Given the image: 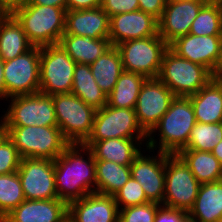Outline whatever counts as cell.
Returning <instances> with one entry per match:
<instances>
[{
	"label": "cell",
	"instance_id": "obj_1",
	"mask_svg": "<svg viewBox=\"0 0 222 222\" xmlns=\"http://www.w3.org/2000/svg\"><path fill=\"white\" fill-rule=\"evenodd\" d=\"M54 175L58 199L67 205L95 193L96 165L91 149L84 144H69L54 160Z\"/></svg>",
	"mask_w": 222,
	"mask_h": 222
},
{
	"label": "cell",
	"instance_id": "obj_2",
	"mask_svg": "<svg viewBox=\"0 0 222 222\" xmlns=\"http://www.w3.org/2000/svg\"><path fill=\"white\" fill-rule=\"evenodd\" d=\"M196 122L190 98L175 97L170 108L148 134V141L143 143L146 144V149L151 152L159 146L158 151L177 155L187 146L191 130ZM157 130L160 133L158 135L159 145L157 139L154 138Z\"/></svg>",
	"mask_w": 222,
	"mask_h": 222
},
{
	"label": "cell",
	"instance_id": "obj_3",
	"mask_svg": "<svg viewBox=\"0 0 222 222\" xmlns=\"http://www.w3.org/2000/svg\"><path fill=\"white\" fill-rule=\"evenodd\" d=\"M66 11L53 6L26 4L12 14L21 23L30 43L44 47L59 43L65 32Z\"/></svg>",
	"mask_w": 222,
	"mask_h": 222
},
{
	"label": "cell",
	"instance_id": "obj_4",
	"mask_svg": "<svg viewBox=\"0 0 222 222\" xmlns=\"http://www.w3.org/2000/svg\"><path fill=\"white\" fill-rule=\"evenodd\" d=\"M8 138L22 158L55 160L70 144L58 126H7Z\"/></svg>",
	"mask_w": 222,
	"mask_h": 222
},
{
	"label": "cell",
	"instance_id": "obj_5",
	"mask_svg": "<svg viewBox=\"0 0 222 222\" xmlns=\"http://www.w3.org/2000/svg\"><path fill=\"white\" fill-rule=\"evenodd\" d=\"M158 78L176 97H189L206 86L213 76L206 67L184 59L168 48Z\"/></svg>",
	"mask_w": 222,
	"mask_h": 222
},
{
	"label": "cell",
	"instance_id": "obj_6",
	"mask_svg": "<svg viewBox=\"0 0 222 222\" xmlns=\"http://www.w3.org/2000/svg\"><path fill=\"white\" fill-rule=\"evenodd\" d=\"M58 127L70 144H83L91 135L96 109L73 93L52 95Z\"/></svg>",
	"mask_w": 222,
	"mask_h": 222
},
{
	"label": "cell",
	"instance_id": "obj_7",
	"mask_svg": "<svg viewBox=\"0 0 222 222\" xmlns=\"http://www.w3.org/2000/svg\"><path fill=\"white\" fill-rule=\"evenodd\" d=\"M115 47L121 55L125 71L138 73L146 78H158L162 59L169 45L158 34L122 42Z\"/></svg>",
	"mask_w": 222,
	"mask_h": 222
},
{
	"label": "cell",
	"instance_id": "obj_8",
	"mask_svg": "<svg viewBox=\"0 0 222 222\" xmlns=\"http://www.w3.org/2000/svg\"><path fill=\"white\" fill-rule=\"evenodd\" d=\"M76 62L59 45L40 47V89L45 95L71 93Z\"/></svg>",
	"mask_w": 222,
	"mask_h": 222
},
{
	"label": "cell",
	"instance_id": "obj_9",
	"mask_svg": "<svg viewBox=\"0 0 222 222\" xmlns=\"http://www.w3.org/2000/svg\"><path fill=\"white\" fill-rule=\"evenodd\" d=\"M200 185L178 155L165 153V193L162 205L189 212Z\"/></svg>",
	"mask_w": 222,
	"mask_h": 222
},
{
	"label": "cell",
	"instance_id": "obj_10",
	"mask_svg": "<svg viewBox=\"0 0 222 222\" xmlns=\"http://www.w3.org/2000/svg\"><path fill=\"white\" fill-rule=\"evenodd\" d=\"M6 126H58L52 96L43 93L10 97Z\"/></svg>",
	"mask_w": 222,
	"mask_h": 222
},
{
	"label": "cell",
	"instance_id": "obj_11",
	"mask_svg": "<svg viewBox=\"0 0 222 222\" xmlns=\"http://www.w3.org/2000/svg\"><path fill=\"white\" fill-rule=\"evenodd\" d=\"M6 99L35 94L40 89V47L33 46L18 57L4 61Z\"/></svg>",
	"mask_w": 222,
	"mask_h": 222
},
{
	"label": "cell",
	"instance_id": "obj_12",
	"mask_svg": "<svg viewBox=\"0 0 222 222\" xmlns=\"http://www.w3.org/2000/svg\"><path fill=\"white\" fill-rule=\"evenodd\" d=\"M110 138H148L138 124L135 109L115 108L106 104L96 111L92 132L86 141Z\"/></svg>",
	"mask_w": 222,
	"mask_h": 222
},
{
	"label": "cell",
	"instance_id": "obj_13",
	"mask_svg": "<svg viewBox=\"0 0 222 222\" xmlns=\"http://www.w3.org/2000/svg\"><path fill=\"white\" fill-rule=\"evenodd\" d=\"M175 97L159 78L145 80L137 98L135 113L139 126L147 135L170 108Z\"/></svg>",
	"mask_w": 222,
	"mask_h": 222
},
{
	"label": "cell",
	"instance_id": "obj_14",
	"mask_svg": "<svg viewBox=\"0 0 222 222\" xmlns=\"http://www.w3.org/2000/svg\"><path fill=\"white\" fill-rule=\"evenodd\" d=\"M17 172L25 199L51 200L58 198L55 185L54 160L22 158Z\"/></svg>",
	"mask_w": 222,
	"mask_h": 222
},
{
	"label": "cell",
	"instance_id": "obj_15",
	"mask_svg": "<svg viewBox=\"0 0 222 222\" xmlns=\"http://www.w3.org/2000/svg\"><path fill=\"white\" fill-rule=\"evenodd\" d=\"M204 5L196 0H168L158 20V34L168 45L189 34L191 24Z\"/></svg>",
	"mask_w": 222,
	"mask_h": 222
},
{
	"label": "cell",
	"instance_id": "obj_16",
	"mask_svg": "<svg viewBox=\"0 0 222 222\" xmlns=\"http://www.w3.org/2000/svg\"><path fill=\"white\" fill-rule=\"evenodd\" d=\"M158 157V158H157ZM131 177L138 181L150 202L163 204L165 193V153L157 156L141 152L130 165Z\"/></svg>",
	"mask_w": 222,
	"mask_h": 222
},
{
	"label": "cell",
	"instance_id": "obj_17",
	"mask_svg": "<svg viewBox=\"0 0 222 222\" xmlns=\"http://www.w3.org/2000/svg\"><path fill=\"white\" fill-rule=\"evenodd\" d=\"M155 35H158V20L141 10L110 17L109 40L112 46Z\"/></svg>",
	"mask_w": 222,
	"mask_h": 222
},
{
	"label": "cell",
	"instance_id": "obj_18",
	"mask_svg": "<svg viewBox=\"0 0 222 222\" xmlns=\"http://www.w3.org/2000/svg\"><path fill=\"white\" fill-rule=\"evenodd\" d=\"M222 35L198 36L187 34L169 44V48L191 62L206 67L211 73L219 56Z\"/></svg>",
	"mask_w": 222,
	"mask_h": 222
},
{
	"label": "cell",
	"instance_id": "obj_19",
	"mask_svg": "<svg viewBox=\"0 0 222 222\" xmlns=\"http://www.w3.org/2000/svg\"><path fill=\"white\" fill-rule=\"evenodd\" d=\"M119 209L113 196L87 194L68 204L67 222H118Z\"/></svg>",
	"mask_w": 222,
	"mask_h": 222
},
{
	"label": "cell",
	"instance_id": "obj_20",
	"mask_svg": "<svg viewBox=\"0 0 222 222\" xmlns=\"http://www.w3.org/2000/svg\"><path fill=\"white\" fill-rule=\"evenodd\" d=\"M67 217L68 205L58 198L25 199L0 222H67Z\"/></svg>",
	"mask_w": 222,
	"mask_h": 222
},
{
	"label": "cell",
	"instance_id": "obj_21",
	"mask_svg": "<svg viewBox=\"0 0 222 222\" xmlns=\"http://www.w3.org/2000/svg\"><path fill=\"white\" fill-rule=\"evenodd\" d=\"M108 14L102 7L86 10H67L64 34L109 38Z\"/></svg>",
	"mask_w": 222,
	"mask_h": 222
},
{
	"label": "cell",
	"instance_id": "obj_22",
	"mask_svg": "<svg viewBox=\"0 0 222 222\" xmlns=\"http://www.w3.org/2000/svg\"><path fill=\"white\" fill-rule=\"evenodd\" d=\"M148 138H110L102 141H85L95 160L112 161L119 165L130 166L141 153V141Z\"/></svg>",
	"mask_w": 222,
	"mask_h": 222
},
{
	"label": "cell",
	"instance_id": "obj_23",
	"mask_svg": "<svg viewBox=\"0 0 222 222\" xmlns=\"http://www.w3.org/2000/svg\"><path fill=\"white\" fill-rule=\"evenodd\" d=\"M188 213L190 222H221L222 180L201 184Z\"/></svg>",
	"mask_w": 222,
	"mask_h": 222
},
{
	"label": "cell",
	"instance_id": "obj_24",
	"mask_svg": "<svg viewBox=\"0 0 222 222\" xmlns=\"http://www.w3.org/2000/svg\"><path fill=\"white\" fill-rule=\"evenodd\" d=\"M189 98L197 122H222V79H212Z\"/></svg>",
	"mask_w": 222,
	"mask_h": 222
},
{
	"label": "cell",
	"instance_id": "obj_25",
	"mask_svg": "<svg viewBox=\"0 0 222 222\" xmlns=\"http://www.w3.org/2000/svg\"><path fill=\"white\" fill-rule=\"evenodd\" d=\"M58 44L76 63L86 65H91L112 46L109 38L72 34H63Z\"/></svg>",
	"mask_w": 222,
	"mask_h": 222
},
{
	"label": "cell",
	"instance_id": "obj_26",
	"mask_svg": "<svg viewBox=\"0 0 222 222\" xmlns=\"http://www.w3.org/2000/svg\"><path fill=\"white\" fill-rule=\"evenodd\" d=\"M32 47L16 17L12 13L0 14V57L8 61Z\"/></svg>",
	"mask_w": 222,
	"mask_h": 222
},
{
	"label": "cell",
	"instance_id": "obj_27",
	"mask_svg": "<svg viewBox=\"0 0 222 222\" xmlns=\"http://www.w3.org/2000/svg\"><path fill=\"white\" fill-rule=\"evenodd\" d=\"M177 155L200 184L222 180V164L212 152L181 150Z\"/></svg>",
	"mask_w": 222,
	"mask_h": 222
},
{
	"label": "cell",
	"instance_id": "obj_28",
	"mask_svg": "<svg viewBox=\"0 0 222 222\" xmlns=\"http://www.w3.org/2000/svg\"><path fill=\"white\" fill-rule=\"evenodd\" d=\"M71 93L96 110L107 104V95L96 83L90 65L76 64Z\"/></svg>",
	"mask_w": 222,
	"mask_h": 222
},
{
	"label": "cell",
	"instance_id": "obj_29",
	"mask_svg": "<svg viewBox=\"0 0 222 222\" xmlns=\"http://www.w3.org/2000/svg\"><path fill=\"white\" fill-rule=\"evenodd\" d=\"M90 69L98 86L108 95L124 71L118 49L115 46H111L90 65Z\"/></svg>",
	"mask_w": 222,
	"mask_h": 222
},
{
	"label": "cell",
	"instance_id": "obj_30",
	"mask_svg": "<svg viewBox=\"0 0 222 222\" xmlns=\"http://www.w3.org/2000/svg\"><path fill=\"white\" fill-rule=\"evenodd\" d=\"M146 79L141 74L124 70L113 90L107 95V105L115 108L135 109L138 95Z\"/></svg>",
	"mask_w": 222,
	"mask_h": 222
},
{
	"label": "cell",
	"instance_id": "obj_31",
	"mask_svg": "<svg viewBox=\"0 0 222 222\" xmlns=\"http://www.w3.org/2000/svg\"><path fill=\"white\" fill-rule=\"evenodd\" d=\"M95 165V193L113 196L131 177L130 166L104 160H95Z\"/></svg>",
	"mask_w": 222,
	"mask_h": 222
},
{
	"label": "cell",
	"instance_id": "obj_32",
	"mask_svg": "<svg viewBox=\"0 0 222 222\" xmlns=\"http://www.w3.org/2000/svg\"><path fill=\"white\" fill-rule=\"evenodd\" d=\"M222 140V122H196L191 130L187 146L182 150H196L211 152L216 144Z\"/></svg>",
	"mask_w": 222,
	"mask_h": 222
},
{
	"label": "cell",
	"instance_id": "obj_33",
	"mask_svg": "<svg viewBox=\"0 0 222 222\" xmlns=\"http://www.w3.org/2000/svg\"><path fill=\"white\" fill-rule=\"evenodd\" d=\"M189 33L198 36L222 35L221 3L205 4L191 24Z\"/></svg>",
	"mask_w": 222,
	"mask_h": 222
},
{
	"label": "cell",
	"instance_id": "obj_34",
	"mask_svg": "<svg viewBox=\"0 0 222 222\" xmlns=\"http://www.w3.org/2000/svg\"><path fill=\"white\" fill-rule=\"evenodd\" d=\"M25 200L18 172L0 175V221Z\"/></svg>",
	"mask_w": 222,
	"mask_h": 222
},
{
	"label": "cell",
	"instance_id": "obj_35",
	"mask_svg": "<svg viewBox=\"0 0 222 222\" xmlns=\"http://www.w3.org/2000/svg\"><path fill=\"white\" fill-rule=\"evenodd\" d=\"M113 197L116 201L118 209L142 205L150 202L146 198L142 185L132 177L129 178L127 183L120 190H118Z\"/></svg>",
	"mask_w": 222,
	"mask_h": 222
},
{
	"label": "cell",
	"instance_id": "obj_36",
	"mask_svg": "<svg viewBox=\"0 0 222 222\" xmlns=\"http://www.w3.org/2000/svg\"><path fill=\"white\" fill-rule=\"evenodd\" d=\"M160 205L156 202H148L119 209L118 222H154Z\"/></svg>",
	"mask_w": 222,
	"mask_h": 222
},
{
	"label": "cell",
	"instance_id": "obj_37",
	"mask_svg": "<svg viewBox=\"0 0 222 222\" xmlns=\"http://www.w3.org/2000/svg\"><path fill=\"white\" fill-rule=\"evenodd\" d=\"M22 157L13 142L7 137L0 144V175L16 172Z\"/></svg>",
	"mask_w": 222,
	"mask_h": 222
},
{
	"label": "cell",
	"instance_id": "obj_38",
	"mask_svg": "<svg viewBox=\"0 0 222 222\" xmlns=\"http://www.w3.org/2000/svg\"><path fill=\"white\" fill-rule=\"evenodd\" d=\"M102 9L109 18L116 14L134 12L139 10L138 0H102Z\"/></svg>",
	"mask_w": 222,
	"mask_h": 222
},
{
	"label": "cell",
	"instance_id": "obj_39",
	"mask_svg": "<svg viewBox=\"0 0 222 222\" xmlns=\"http://www.w3.org/2000/svg\"><path fill=\"white\" fill-rule=\"evenodd\" d=\"M154 222H190L188 211L160 205Z\"/></svg>",
	"mask_w": 222,
	"mask_h": 222
},
{
	"label": "cell",
	"instance_id": "obj_40",
	"mask_svg": "<svg viewBox=\"0 0 222 222\" xmlns=\"http://www.w3.org/2000/svg\"><path fill=\"white\" fill-rule=\"evenodd\" d=\"M139 10L150 14L157 20H159L164 11L167 0H138Z\"/></svg>",
	"mask_w": 222,
	"mask_h": 222
},
{
	"label": "cell",
	"instance_id": "obj_41",
	"mask_svg": "<svg viewBox=\"0 0 222 222\" xmlns=\"http://www.w3.org/2000/svg\"><path fill=\"white\" fill-rule=\"evenodd\" d=\"M102 0H66L67 10H86L101 7Z\"/></svg>",
	"mask_w": 222,
	"mask_h": 222
},
{
	"label": "cell",
	"instance_id": "obj_42",
	"mask_svg": "<svg viewBox=\"0 0 222 222\" xmlns=\"http://www.w3.org/2000/svg\"><path fill=\"white\" fill-rule=\"evenodd\" d=\"M29 4L46 5L66 9V0H30Z\"/></svg>",
	"mask_w": 222,
	"mask_h": 222
},
{
	"label": "cell",
	"instance_id": "obj_43",
	"mask_svg": "<svg viewBox=\"0 0 222 222\" xmlns=\"http://www.w3.org/2000/svg\"><path fill=\"white\" fill-rule=\"evenodd\" d=\"M29 3L30 0H5V13H12L16 8Z\"/></svg>",
	"mask_w": 222,
	"mask_h": 222
},
{
	"label": "cell",
	"instance_id": "obj_44",
	"mask_svg": "<svg viewBox=\"0 0 222 222\" xmlns=\"http://www.w3.org/2000/svg\"><path fill=\"white\" fill-rule=\"evenodd\" d=\"M213 79H222V40L219 47V56L212 71Z\"/></svg>",
	"mask_w": 222,
	"mask_h": 222
},
{
	"label": "cell",
	"instance_id": "obj_45",
	"mask_svg": "<svg viewBox=\"0 0 222 222\" xmlns=\"http://www.w3.org/2000/svg\"><path fill=\"white\" fill-rule=\"evenodd\" d=\"M3 98H6V86L4 81V60L0 57V99L3 100Z\"/></svg>",
	"mask_w": 222,
	"mask_h": 222
},
{
	"label": "cell",
	"instance_id": "obj_46",
	"mask_svg": "<svg viewBox=\"0 0 222 222\" xmlns=\"http://www.w3.org/2000/svg\"><path fill=\"white\" fill-rule=\"evenodd\" d=\"M0 144L8 137V128L4 121V118L0 120Z\"/></svg>",
	"mask_w": 222,
	"mask_h": 222
},
{
	"label": "cell",
	"instance_id": "obj_47",
	"mask_svg": "<svg viewBox=\"0 0 222 222\" xmlns=\"http://www.w3.org/2000/svg\"><path fill=\"white\" fill-rule=\"evenodd\" d=\"M211 152L222 164V140L218 144H216Z\"/></svg>",
	"mask_w": 222,
	"mask_h": 222
},
{
	"label": "cell",
	"instance_id": "obj_48",
	"mask_svg": "<svg viewBox=\"0 0 222 222\" xmlns=\"http://www.w3.org/2000/svg\"><path fill=\"white\" fill-rule=\"evenodd\" d=\"M0 14H5V0H0Z\"/></svg>",
	"mask_w": 222,
	"mask_h": 222
},
{
	"label": "cell",
	"instance_id": "obj_49",
	"mask_svg": "<svg viewBox=\"0 0 222 222\" xmlns=\"http://www.w3.org/2000/svg\"><path fill=\"white\" fill-rule=\"evenodd\" d=\"M196 1L202 2L203 4L214 3L212 0H196Z\"/></svg>",
	"mask_w": 222,
	"mask_h": 222
},
{
	"label": "cell",
	"instance_id": "obj_50",
	"mask_svg": "<svg viewBox=\"0 0 222 222\" xmlns=\"http://www.w3.org/2000/svg\"><path fill=\"white\" fill-rule=\"evenodd\" d=\"M214 3H222V0H212Z\"/></svg>",
	"mask_w": 222,
	"mask_h": 222
}]
</instances>
